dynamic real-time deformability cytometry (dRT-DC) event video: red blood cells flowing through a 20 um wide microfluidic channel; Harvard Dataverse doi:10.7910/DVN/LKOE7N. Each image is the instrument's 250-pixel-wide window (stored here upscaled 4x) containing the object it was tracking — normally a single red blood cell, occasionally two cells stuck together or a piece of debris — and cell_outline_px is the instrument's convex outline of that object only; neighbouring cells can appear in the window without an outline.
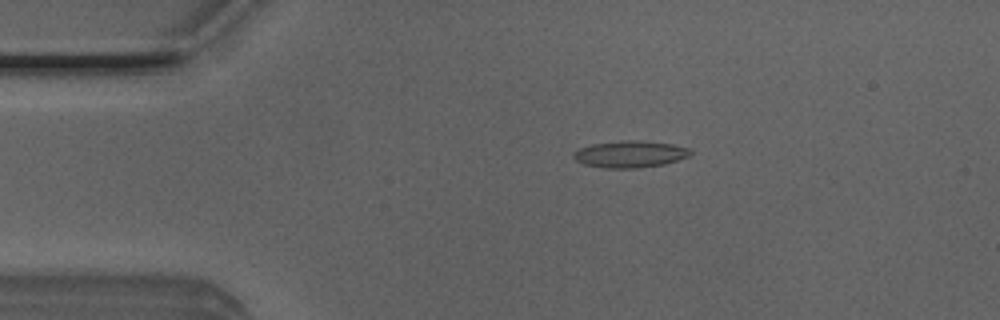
{"species": "Egyptian fruit bat (a non-hibernating species)", "species_latin": "Rousettus aegyptiacus", "temperature_condition": "room temperature", "stored_images_in_passage": 36, "camera_frame_rate_fps": 3000, "um_per_image_px": 0.085, "animal": {"sex": "male"}, "frame": {"image": 1, "passage_image": 4, "time_ms": 1.0, "image_size_px": [1000, 320], "cell_outline_px": [[692, 152], [688, 156], [664, 164], [636, 168], [604, 168], [584, 164], [576, 160], [572, 156], [572, 152], [580, 148], [592, 144], [620, 140], [636, 140], [672, 144], [688, 148]], "centroid_in_image_um": [53.51, 13.1], "position_along_channel_um": 31.5, "area_um2": 18.15}}
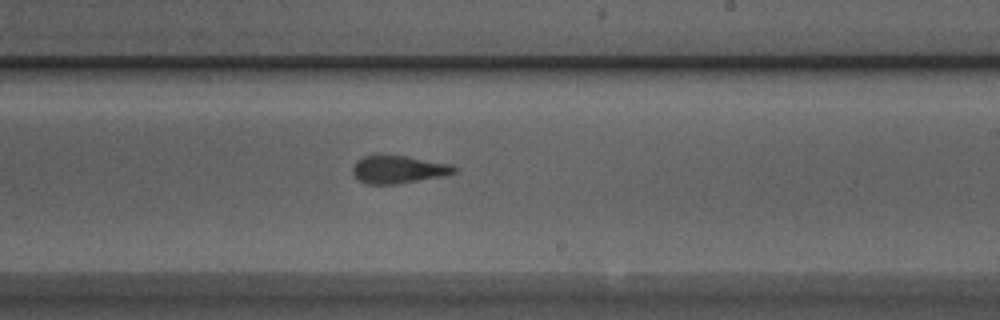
{"frame": {"image": 2, "passage_image": 24, "time_ms": 7.667, "image_size_px": [1000, 320], "cell_outline_px": [[460, 168], [456, 172], [444, 176], [396, 184], [364, 184], [352, 172], [352, 168], [356, 160], [364, 156], [376, 152], [404, 156], [452, 164]], "centroid_in_image_um": [33.85, 14.37], "position_along_channel_um": 255.1, "area_um2": 16.94}}
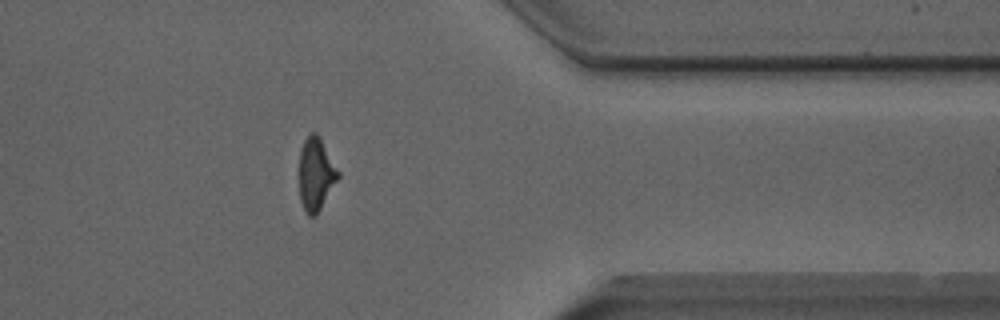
{"frame": {"image": 3, "passage_image": 35, "time_ms": 11.333, "image_size_px": [1000, 320], "cell_outline_px": [[340, 176], [316, 216], [308, 216], [304, 212], [300, 200], [300, 148], [304, 140], [312, 132], [316, 132], [320, 136], [340, 172]], "centroid_in_image_um": [26.86, 14.8], "position_along_channel_um": 384.5, "area_um2": 16.65}, "authors_computed_cell_mechanics": {"area_um2": 17.051, "velocity_mm_per_s": 3.9906, "shape_relaxation_time_tau1_ms": 4.6517, "shape_relaxation_time_tau2_ms": 1.5214, "deformation_change_tau1": 0.1618, "deformation_change_tau2": 0.0987}}